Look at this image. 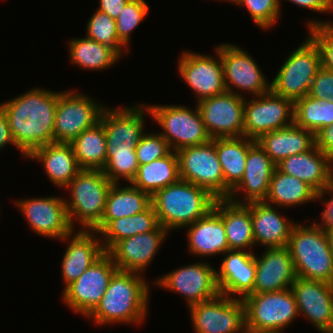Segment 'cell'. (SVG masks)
Returning a JSON list of instances; mask_svg holds the SVG:
<instances>
[{"instance_id": "d6a6232c", "label": "cell", "mask_w": 333, "mask_h": 333, "mask_svg": "<svg viewBox=\"0 0 333 333\" xmlns=\"http://www.w3.org/2000/svg\"><path fill=\"white\" fill-rule=\"evenodd\" d=\"M216 148L218 160L225 180V198L241 181L245 172L246 157L255 140L243 137H226L211 139Z\"/></svg>"}, {"instance_id": "11a10c76", "label": "cell", "mask_w": 333, "mask_h": 333, "mask_svg": "<svg viewBox=\"0 0 333 333\" xmlns=\"http://www.w3.org/2000/svg\"><path fill=\"white\" fill-rule=\"evenodd\" d=\"M221 1H222V0H221ZM223 1H226V2H231V3H232V1H233V0H223Z\"/></svg>"}, {"instance_id": "cb8c5ba5", "label": "cell", "mask_w": 333, "mask_h": 333, "mask_svg": "<svg viewBox=\"0 0 333 333\" xmlns=\"http://www.w3.org/2000/svg\"><path fill=\"white\" fill-rule=\"evenodd\" d=\"M256 264L253 293H267L291 288L297 277L289 248H265Z\"/></svg>"}, {"instance_id": "3957f363", "label": "cell", "mask_w": 333, "mask_h": 333, "mask_svg": "<svg viewBox=\"0 0 333 333\" xmlns=\"http://www.w3.org/2000/svg\"><path fill=\"white\" fill-rule=\"evenodd\" d=\"M144 275L116 270L104 296L87 316L97 325L140 324L148 313L149 284Z\"/></svg>"}, {"instance_id": "f35d334b", "label": "cell", "mask_w": 333, "mask_h": 333, "mask_svg": "<svg viewBox=\"0 0 333 333\" xmlns=\"http://www.w3.org/2000/svg\"><path fill=\"white\" fill-rule=\"evenodd\" d=\"M294 124L314 135L333 124V100L315 99L309 95L294 102Z\"/></svg>"}, {"instance_id": "83f0119b", "label": "cell", "mask_w": 333, "mask_h": 333, "mask_svg": "<svg viewBox=\"0 0 333 333\" xmlns=\"http://www.w3.org/2000/svg\"><path fill=\"white\" fill-rule=\"evenodd\" d=\"M186 227L187 246L194 256L223 255L230 250L223 220L213 209Z\"/></svg>"}, {"instance_id": "9a60e30c", "label": "cell", "mask_w": 333, "mask_h": 333, "mask_svg": "<svg viewBox=\"0 0 333 333\" xmlns=\"http://www.w3.org/2000/svg\"><path fill=\"white\" fill-rule=\"evenodd\" d=\"M188 310L195 333H236L246 322L243 300L221 293Z\"/></svg>"}, {"instance_id": "f5cc1de1", "label": "cell", "mask_w": 333, "mask_h": 333, "mask_svg": "<svg viewBox=\"0 0 333 333\" xmlns=\"http://www.w3.org/2000/svg\"><path fill=\"white\" fill-rule=\"evenodd\" d=\"M333 13V4H332V12ZM307 27L310 28V27H313V26H317V25H325L330 31L333 32V21H324V20H309L307 23Z\"/></svg>"}, {"instance_id": "f1b7e54d", "label": "cell", "mask_w": 333, "mask_h": 333, "mask_svg": "<svg viewBox=\"0 0 333 333\" xmlns=\"http://www.w3.org/2000/svg\"><path fill=\"white\" fill-rule=\"evenodd\" d=\"M26 158L42 162L53 185L65 188L81 170L70 143H49L34 149Z\"/></svg>"}, {"instance_id": "7402d4cb", "label": "cell", "mask_w": 333, "mask_h": 333, "mask_svg": "<svg viewBox=\"0 0 333 333\" xmlns=\"http://www.w3.org/2000/svg\"><path fill=\"white\" fill-rule=\"evenodd\" d=\"M275 168L276 164L256 141L248 150L244 175L228 199L239 204L265 201ZM238 193L244 194V199Z\"/></svg>"}, {"instance_id": "8d00e7d4", "label": "cell", "mask_w": 333, "mask_h": 333, "mask_svg": "<svg viewBox=\"0 0 333 333\" xmlns=\"http://www.w3.org/2000/svg\"><path fill=\"white\" fill-rule=\"evenodd\" d=\"M68 46L70 61L80 69L94 71L108 69L117 64L121 56L114 48L86 36L70 40Z\"/></svg>"}, {"instance_id": "9c48e42d", "label": "cell", "mask_w": 333, "mask_h": 333, "mask_svg": "<svg viewBox=\"0 0 333 333\" xmlns=\"http://www.w3.org/2000/svg\"><path fill=\"white\" fill-rule=\"evenodd\" d=\"M104 107L86 94L72 89L61 91L55 111L53 142L71 143L100 121Z\"/></svg>"}, {"instance_id": "836d02e7", "label": "cell", "mask_w": 333, "mask_h": 333, "mask_svg": "<svg viewBox=\"0 0 333 333\" xmlns=\"http://www.w3.org/2000/svg\"><path fill=\"white\" fill-rule=\"evenodd\" d=\"M318 200V193L306 182L274 169L264 202L276 207H293Z\"/></svg>"}, {"instance_id": "d4e9b609", "label": "cell", "mask_w": 333, "mask_h": 333, "mask_svg": "<svg viewBox=\"0 0 333 333\" xmlns=\"http://www.w3.org/2000/svg\"><path fill=\"white\" fill-rule=\"evenodd\" d=\"M276 168L306 182L318 194L333 186V161L316 145L304 153L284 158Z\"/></svg>"}, {"instance_id": "f6af8a7d", "label": "cell", "mask_w": 333, "mask_h": 333, "mask_svg": "<svg viewBox=\"0 0 333 333\" xmlns=\"http://www.w3.org/2000/svg\"><path fill=\"white\" fill-rule=\"evenodd\" d=\"M308 95L315 99L333 100V72L321 67L312 80Z\"/></svg>"}, {"instance_id": "5bb4252c", "label": "cell", "mask_w": 333, "mask_h": 333, "mask_svg": "<svg viewBox=\"0 0 333 333\" xmlns=\"http://www.w3.org/2000/svg\"><path fill=\"white\" fill-rule=\"evenodd\" d=\"M244 102V136L258 140L263 134L294 124V102L271 90Z\"/></svg>"}, {"instance_id": "4dcf8cb0", "label": "cell", "mask_w": 333, "mask_h": 333, "mask_svg": "<svg viewBox=\"0 0 333 333\" xmlns=\"http://www.w3.org/2000/svg\"><path fill=\"white\" fill-rule=\"evenodd\" d=\"M256 141L277 165L284 158L310 150L315 145V135L309 130L292 124L263 134Z\"/></svg>"}, {"instance_id": "e575fe53", "label": "cell", "mask_w": 333, "mask_h": 333, "mask_svg": "<svg viewBox=\"0 0 333 333\" xmlns=\"http://www.w3.org/2000/svg\"><path fill=\"white\" fill-rule=\"evenodd\" d=\"M180 180L179 163L176 151L167 156L139 165L131 184L151 197L160 189Z\"/></svg>"}, {"instance_id": "4316f807", "label": "cell", "mask_w": 333, "mask_h": 333, "mask_svg": "<svg viewBox=\"0 0 333 333\" xmlns=\"http://www.w3.org/2000/svg\"><path fill=\"white\" fill-rule=\"evenodd\" d=\"M247 205L250 208L255 245H263L264 249L286 247L291 230L296 223L264 201L247 203Z\"/></svg>"}, {"instance_id": "7dc6e473", "label": "cell", "mask_w": 333, "mask_h": 333, "mask_svg": "<svg viewBox=\"0 0 333 333\" xmlns=\"http://www.w3.org/2000/svg\"><path fill=\"white\" fill-rule=\"evenodd\" d=\"M326 194L330 195L329 199L323 198ZM325 205V209L321 211V226H333V186L318 194V200Z\"/></svg>"}, {"instance_id": "6da1fadb", "label": "cell", "mask_w": 333, "mask_h": 333, "mask_svg": "<svg viewBox=\"0 0 333 333\" xmlns=\"http://www.w3.org/2000/svg\"><path fill=\"white\" fill-rule=\"evenodd\" d=\"M146 115H151L146 104L123 108L104 107L100 117L107 147L103 173L112 183H120L121 178L131 183L135 178L139 167L135 148L145 133Z\"/></svg>"}, {"instance_id": "ffe728a7", "label": "cell", "mask_w": 333, "mask_h": 333, "mask_svg": "<svg viewBox=\"0 0 333 333\" xmlns=\"http://www.w3.org/2000/svg\"><path fill=\"white\" fill-rule=\"evenodd\" d=\"M291 290L298 313L321 333H333V284L296 277Z\"/></svg>"}, {"instance_id": "603a6c76", "label": "cell", "mask_w": 333, "mask_h": 333, "mask_svg": "<svg viewBox=\"0 0 333 333\" xmlns=\"http://www.w3.org/2000/svg\"><path fill=\"white\" fill-rule=\"evenodd\" d=\"M224 255L219 272L216 270L219 292L231 298L238 297L243 300L246 296L253 294L256 274L254 252L229 250Z\"/></svg>"}, {"instance_id": "7bdbcfd3", "label": "cell", "mask_w": 333, "mask_h": 333, "mask_svg": "<svg viewBox=\"0 0 333 333\" xmlns=\"http://www.w3.org/2000/svg\"><path fill=\"white\" fill-rule=\"evenodd\" d=\"M168 142L160 133H144L135 148L139 165L167 156L171 152Z\"/></svg>"}, {"instance_id": "2e32d148", "label": "cell", "mask_w": 333, "mask_h": 333, "mask_svg": "<svg viewBox=\"0 0 333 333\" xmlns=\"http://www.w3.org/2000/svg\"><path fill=\"white\" fill-rule=\"evenodd\" d=\"M245 97L226 91L196 103L211 138L244 136Z\"/></svg>"}, {"instance_id": "e0dca14e", "label": "cell", "mask_w": 333, "mask_h": 333, "mask_svg": "<svg viewBox=\"0 0 333 333\" xmlns=\"http://www.w3.org/2000/svg\"><path fill=\"white\" fill-rule=\"evenodd\" d=\"M159 288L183 295L187 307L216 297L220 292L216 282V270L206 262L178 267L155 280Z\"/></svg>"}, {"instance_id": "277c9868", "label": "cell", "mask_w": 333, "mask_h": 333, "mask_svg": "<svg viewBox=\"0 0 333 333\" xmlns=\"http://www.w3.org/2000/svg\"><path fill=\"white\" fill-rule=\"evenodd\" d=\"M217 200L208 190L179 180L151 197L158 223L169 232L186 228L207 215Z\"/></svg>"}, {"instance_id": "ab89813d", "label": "cell", "mask_w": 333, "mask_h": 333, "mask_svg": "<svg viewBox=\"0 0 333 333\" xmlns=\"http://www.w3.org/2000/svg\"><path fill=\"white\" fill-rule=\"evenodd\" d=\"M86 37L96 40L100 44L114 48L122 57V54L129 53L127 48L118 38L116 20L98 9L87 22ZM125 49V50H124ZM126 52H124V51Z\"/></svg>"}, {"instance_id": "d6986e66", "label": "cell", "mask_w": 333, "mask_h": 333, "mask_svg": "<svg viewBox=\"0 0 333 333\" xmlns=\"http://www.w3.org/2000/svg\"><path fill=\"white\" fill-rule=\"evenodd\" d=\"M15 205L38 235L61 240L74 230L62 197L19 199L15 201Z\"/></svg>"}, {"instance_id": "c3c4849f", "label": "cell", "mask_w": 333, "mask_h": 333, "mask_svg": "<svg viewBox=\"0 0 333 333\" xmlns=\"http://www.w3.org/2000/svg\"><path fill=\"white\" fill-rule=\"evenodd\" d=\"M300 7L320 13L332 12L333 0H288ZM281 9V0H278Z\"/></svg>"}, {"instance_id": "8992f818", "label": "cell", "mask_w": 333, "mask_h": 333, "mask_svg": "<svg viewBox=\"0 0 333 333\" xmlns=\"http://www.w3.org/2000/svg\"><path fill=\"white\" fill-rule=\"evenodd\" d=\"M112 184L103 170L81 169L77 173L64 188L71 196L64 201L73 228L76 221L83 230H93L101 222Z\"/></svg>"}, {"instance_id": "5b68a950", "label": "cell", "mask_w": 333, "mask_h": 333, "mask_svg": "<svg viewBox=\"0 0 333 333\" xmlns=\"http://www.w3.org/2000/svg\"><path fill=\"white\" fill-rule=\"evenodd\" d=\"M303 225L293 226L287 245L297 277L333 284V255L324 227Z\"/></svg>"}, {"instance_id": "ac0fdd59", "label": "cell", "mask_w": 333, "mask_h": 333, "mask_svg": "<svg viewBox=\"0 0 333 333\" xmlns=\"http://www.w3.org/2000/svg\"><path fill=\"white\" fill-rule=\"evenodd\" d=\"M212 55L183 51L178 59V73L196 94V100L213 97L227 91L220 53ZM218 59V60H217Z\"/></svg>"}, {"instance_id": "816d5d0a", "label": "cell", "mask_w": 333, "mask_h": 333, "mask_svg": "<svg viewBox=\"0 0 333 333\" xmlns=\"http://www.w3.org/2000/svg\"><path fill=\"white\" fill-rule=\"evenodd\" d=\"M236 333H277V332L268 329L253 327L245 322L242 328Z\"/></svg>"}, {"instance_id": "30bf717a", "label": "cell", "mask_w": 333, "mask_h": 333, "mask_svg": "<svg viewBox=\"0 0 333 333\" xmlns=\"http://www.w3.org/2000/svg\"><path fill=\"white\" fill-rule=\"evenodd\" d=\"M180 179L208 190L217 199L225 198V180L212 140L176 151Z\"/></svg>"}, {"instance_id": "52a82bcc", "label": "cell", "mask_w": 333, "mask_h": 333, "mask_svg": "<svg viewBox=\"0 0 333 333\" xmlns=\"http://www.w3.org/2000/svg\"><path fill=\"white\" fill-rule=\"evenodd\" d=\"M321 68L318 46L308 36L290 53L271 81V91L293 102L308 95L312 80Z\"/></svg>"}, {"instance_id": "44dd1931", "label": "cell", "mask_w": 333, "mask_h": 333, "mask_svg": "<svg viewBox=\"0 0 333 333\" xmlns=\"http://www.w3.org/2000/svg\"><path fill=\"white\" fill-rule=\"evenodd\" d=\"M168 233L159 224L153 231L118 241L107 253L112 257L117 270L142 274L152 263Z\"/></svg>"}, {"instance_id": "f907efd6", "label": "cell", "mask_w": 333, "mask_h": 333, "mask_svg": "<svg viewBox=\"0 0 333 333\" xmlns=\"http://www.w3.org/2000/svg\"><path fill=\"white\" fill-rule=\"evenodd\" d=\"M130 0H99L98 10L105 12L112 19L116 20L122 8Z\"/></svg>"}, {"instance_id": "f546056e", "label": "cell", "mask_w": 333, "mask_h": 333, "mask_svg": "<svg viewBox=\"0 0 333 333\" xmlns=\"http://www.w3.org/2000/svg\"><path fill=\"white\" fill-rule=\"evenodd\" d=\"M213 210L221 217L230 250H246L255 246L250 208L247 204L217 199Z\"/></svg>"}, {"instance_id": "8fae6325", "label": "cell", "mask_w": 333, "mask_h": 333, "mask_svg": "<svg viewBox=\"0 0 333 333\" xmlns=\"http://www.w3.org/2000/svg\"><path fill=\"white\" fill-rule=\"evenodd\" d=\"M246 323L277 333L285 330L299 316L291 288L267 293H253L243 299Z\"/></svg>"}, {"instance_id": "1f68e13d", "label": "cell", "mask_w": 333, "mask_h": 333, "mask_svg": "<svg viewBox=\"0 0 333 333\" xmlns=\"http://www.w3.org/2000/svg\"><path fill=\"white\" fill-rule=\"evenodd\" d=\"M151 196L130 185L113 183L110 187L101 222L93 229L99 233L111 220L142 213L151 206Z\"/></svg>"}, {"instance_id": "b9f144b4", "label": "cell", "mask_w": 333, "mask_h": 333, "mask_svg": "<svg viewBox=\"0 0 333 333\" xmlns=\"http://www.w3.org/2000/svg\"><path fill=\"white\" fill-rule=\"evenodd\" d=\"M234 5L246 7L252 20L260 29H270L280 18L278 0H233Z\"/></svg>"}, {"instance_id": "681fc988", "label": "cell", "mask_w": 333, "mask_h": 333, "mask_svg": "<svg viewBox=\"0 0 333 333\" xmlns=\"http://www.w3.org/2000/svg\"><path fill=\"white\" fill-rule=\"evenodd\" d=\"M12 144L19 149L13 139L10 131L9 122L3 107L0 105V150L4 149L7 144Z\"/></svg>"}, {"instance_id": "db71d44e", "label": "cell", "mask_w": 333, "mask_h": 333, "mask_svg": "<svg viewBox=\"0 0 333 333\" xmlns=\"http://www.w3.org/2000/svg\"><path fill=\"white\" fill-rule=\"evenodd\" d=\"M333 255V226H323Z\"/></svg>"}, {"instance_id": "d590c367", "label": "cell", "mask_w": 333, "mask_h": 333, "mask_svg": "<svg viewBox=\"0 0 333 333\" xmlns=\"http://www.w3.org/2000/svg\"><path fill=\"white\" fill-rule=\"evenodd\" d=\"M159 225L153 206L142 213L111 220L98 234L108 252L118 241L134 235L153 231Z\"/></svg>"}, {"instance_id": "7a4b0ae2", "label": "cell", "mask_w": 333, "mask_h": 333, "mask_svg": "<svg viewBox=\"0 0 333 333\" xmlns=\"http://www.w3.org/2000/svg\"><path fill=\"white\" fill-rule=\"evenodd\" d=\"M59 93L36 87L0 103L13 139L24 157L38 147L53 143Z\"/></svg>"}, {"instance_id": "ba28073f", "label": "cell", "mask_w": 333, "mask_h": 333, "mask_svg": "<svg viewBox=\"0 0 333 333\" xmlns=\"http://www.w3.org/2000/svg\"><path fill=\"white\" fill-rule=\"evenodd\" d=\"M179 105H148L150 117L163 130L159 132L168 142L172 151L187 146L202 145L212 138L206 131L200 111Z\"/></svg>"}, {"instance_id": "4fadbf2b", "label": "cell", "mask_w": 333, "mask_h": 333, "mask_svg": "<svg viewBox=\"0 0 333 333\" xmlns=\"http://www.w3.org/2000/svg\"><path fill=\"white\" fill-rule=\"evenodd\" d=\"M117 270L112 257L105 252L62 292V300L73 311L86 317L104 296L112 275Z\"/></svg>"}, {"instance_id": "7c38bea8", "label": "cell", "mask_w": 333, "mask_h": 333, "mask_svg": "<svg viewBox=\"0 0 333 333\" xmlns=\"http://www.w3.org/2000/svg\"><path fill=\"white\" fill-rule=\"evenodd\" d=\"M215 49L221 56L227 91L246 97L243 93L259 96L271 90V83L247 51L232 43H221Z\"/></svg>"}, {"instance_id": "ee69618b", "label": "cell", "mask_w": 333, "mask_h": 333, "mask_svg": "<svg viewBox=\"0 0 333 333\" xmlns=\"http://www.w3.org/2000/svg\"><path fill=\"white\" fill-rule=\"evenodd\" d=\"M308 36L318 46L321 67L333 72V32L325 25H317L309 28Z\"/></svg>"}, {"instance_id": "60d3db41", "label": "cell", "mask_w": 333, "mask_h": 333, "mask_svg": "<svg viewBox=\"0 0 333 333\" xmlns=\"http://www.w3.org/2000/svg\"><path fill=\"white\" fill-rule=\"evenodd\" d=\"M145 0H130L120 11L116 19V28L119 40L128 48L132 32L149 13Z\"/></svg>"}, {"instance_id": "bcb514c9", "label": "cell", "mask_w": 333, "mask_h": 333, "mask_svg": "<svg viewBox=\"0 0 333 333\" xmlns=\"http://www.w3.org/2000/svg\"><path fill=\"white\" fill-rule=\"evenodd\" d=\"M315 145L333 161V124L315 134Z\"/></svg>"}, {"instance_id": "74e56055", "label": "cell", "mask_w": 333, "mask_h": 333, "mask_svg": "<svg viewBox=\"0 0 333 333\" xmlns=\"http://www.w3.org/2000/svg\"><path fill=\"white\" fill-rule=\"evenodd\" d=\"M77 163L81 169L103 170L106 165V135L99 121L84 130L71 143Z\"/></svg>"}, {"instance_id": "484cf974", "label": "cell", "mask_w": 333, "mask_h": 333, "mask_svg": "<svg viewBox=\"0 0 333 333\" xmlns=\"http://www.w3.org/2000/svg\"><path fill=\"white\" fill-rule=\"evenodd\" d=\"M94 230H73L61 240L70 241L61 263V276L65 288L77 280L104 253L102 242ZM70 239V240H69Z\"/></svg>"}]
</instances>
